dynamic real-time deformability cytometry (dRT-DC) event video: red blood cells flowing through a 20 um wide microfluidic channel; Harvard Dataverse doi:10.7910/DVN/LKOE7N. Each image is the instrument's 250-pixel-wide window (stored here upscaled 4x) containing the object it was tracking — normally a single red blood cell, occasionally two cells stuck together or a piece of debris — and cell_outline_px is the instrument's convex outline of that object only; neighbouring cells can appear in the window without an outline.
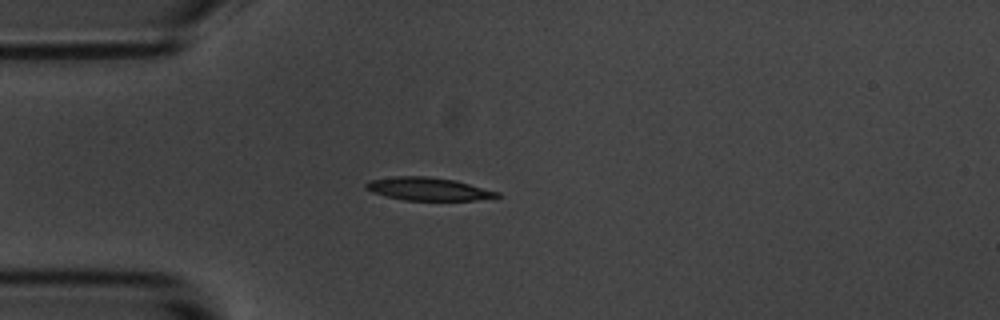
{"species": "common noctule bat (a hibernating species)", "species_latin": "Nyctalus noctula", "temperature_condition": "room temperature", "stored_images_in_passage": 7, "camera_frame_rate_fps": 3000, "um_per_image_px": 0.085, "animal": {"sex": "male", "body_mass_g": 20.1, "forearm_length_mm": 53.5}, "frame": {"image": 1, "passage_image": 3, "time_ms": 2.333, "image_size_px": [1000, 320], "cell_outline_px": [[504, 196], [476, 200], [404, 200], [372, 192], [364, 188], [364, 184], [368, 180], [396, 176], [424, 176], [456, 180], [500, 192]], "centroid_in_image_um": [36.41, 16.06], "position_along_channel_um": 48.6, "area_um2": 17.63}}
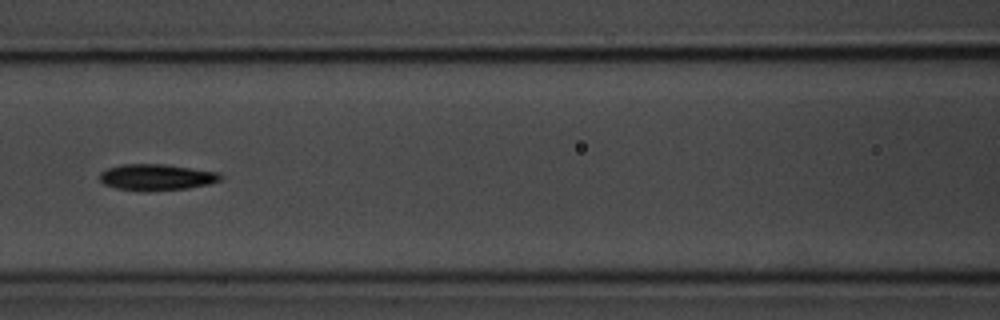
{"frame": {"image": 2, "passage_image": 6, "time_ms": 5.667, "image_size_px": [1000, 320], "cell_outline_px": [[224, 176], [220, 180], [208, 184], [188, 188], [148, 192], [116, 188], [104, 184], [100, 180], [100, 172], [108, 168], [124, 164], [164, 164], [220, 172]], "centroid_in_image_um": [13.32, 15.07], "position_along_channel_um": 153.3, "area_um2": 18.61}}
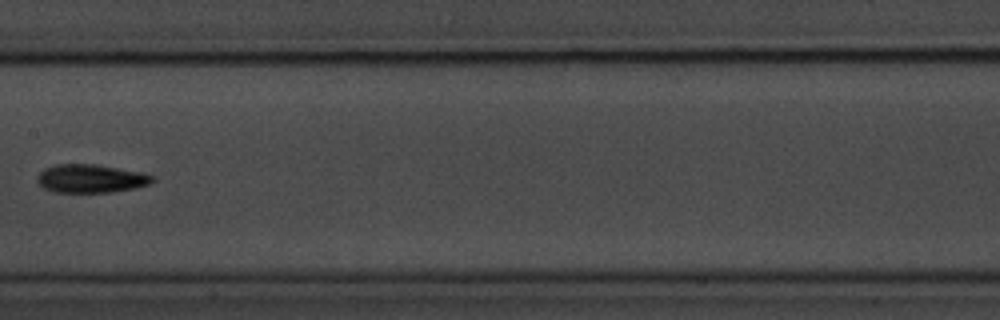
{"frame": {"image": 3, "passage_image": 7, "time_ms": 7.0, "image_size_px": [1000, 320], "cell_outline_px": [[156, 180], [152, 184], [136, 188], [112, 192], [52, 192], [44, 188], [36, 180], [36, 176], [44, 168], [56, 164], [96, 164], [140, 172], [156, 176]], "centroid_in_image_um": [7.75, 15.18], "position_along_channel_um": 199.7, "area_um2": 19.31}}